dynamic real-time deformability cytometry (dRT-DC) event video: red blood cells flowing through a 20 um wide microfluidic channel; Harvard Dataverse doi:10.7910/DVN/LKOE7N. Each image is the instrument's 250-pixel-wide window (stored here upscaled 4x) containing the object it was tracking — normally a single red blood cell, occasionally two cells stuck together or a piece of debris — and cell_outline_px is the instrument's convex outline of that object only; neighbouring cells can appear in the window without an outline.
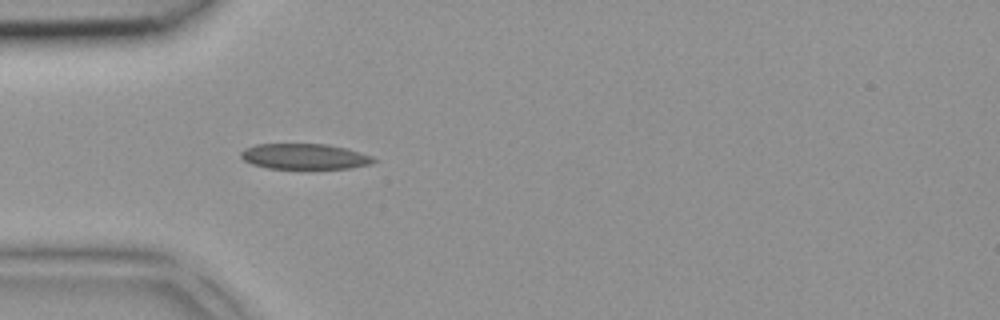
{"species": "common noctule bat (a hibernating species)", "species_latin": "Nyctalus noctula", "temperature_condition": "room temperature", "stored_images_in_passage": 3, "camera_frame_rate_fps": 3000, "um_per_image_px": 0.085, "animal": {"sex": "female", "body_mass_g": 18.4}, "frame": {"image": 1, "passage_image": 3, "time_ms": 0.667, "image_size_px": [1000, 320], "cell_outline_px": [[376, 160], [372, 164], [348, 168], [268, 168], [252, 164], [244, 160], [240, 156], [240, 152], [244, 148], [256, 144], [328, 144], [348, 148], [372, 156]], "centroid_in_image_um": [25.89, 13.29], "position_along_channel_um": 59.1, "area_um2": 19.77}}